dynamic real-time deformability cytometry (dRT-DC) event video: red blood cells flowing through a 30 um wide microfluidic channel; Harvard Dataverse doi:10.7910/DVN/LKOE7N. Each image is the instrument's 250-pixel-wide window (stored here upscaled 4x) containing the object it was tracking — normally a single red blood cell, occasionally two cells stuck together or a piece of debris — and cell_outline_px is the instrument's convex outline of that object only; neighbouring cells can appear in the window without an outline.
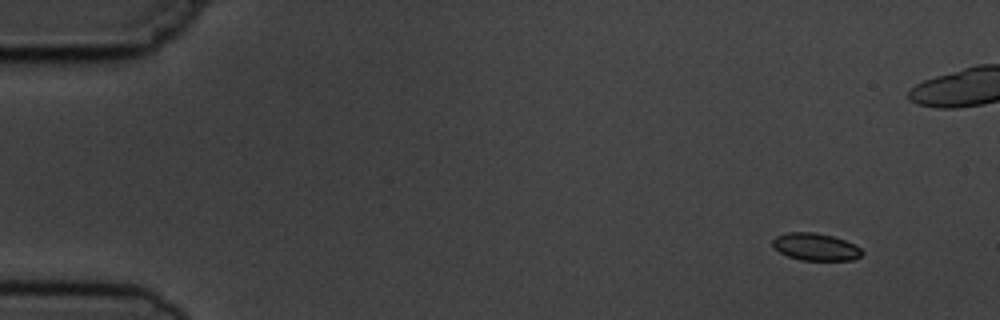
{"species": "common noctule bat (a hibernating species)", "species_latin": "Nyctalus noctula", "temperature_condition": "cold", "stored_images_in_passage": 6, "camera_frame_rate_fps": 3000, "um_per_image_px": 0.085, "animal": {"sex": "male", "body_mass_g": 19.5, "forearm_length_mm": 54.6}, "frame": {"image": 1, "passage_image": 1, "time_ms": 0.0, "image_size_px": [1000, 320], "cell_outline_px": [[864, 252], [860, 256], [852, 260], [800, 260], [788, 256], [772, 248], [772, 240], [776, 236], [788, 232], [816, 232], [832, 236], [844, 240], [860, 248]], "centroid_in_image_um": [69.28, 20.98], "position_along_channel_um": 15.7, "area_um2": 14.22}}
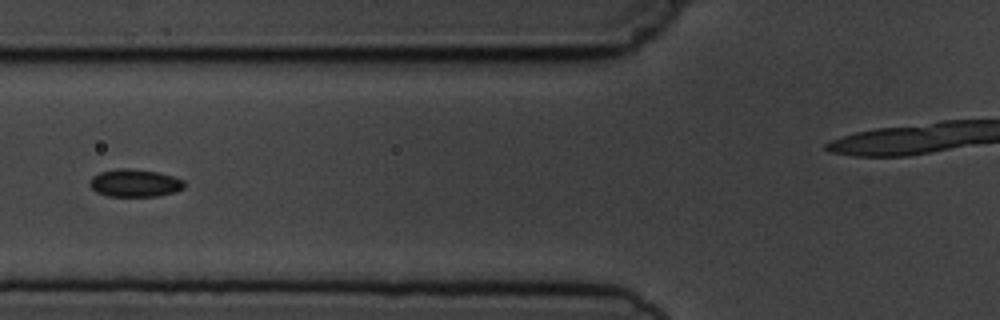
{"frame": {"image": 2, "passage_image": 6, "time_ms": 5.667, "image_size_px": [1000, 320], "cell_outline_px": [[184, 188], [176, 192], [156, 196], [108, 196], [96, 192], [88, 184], [88, 180], [92, 176], [100, 172], [116, 168], [128, 168], [156, 172], [172, 176], [184, 180]], "centroid_in_image_um": [11.42, 15.56], "position_along_channel_um": 114.4, "area_um2": 15.32}}